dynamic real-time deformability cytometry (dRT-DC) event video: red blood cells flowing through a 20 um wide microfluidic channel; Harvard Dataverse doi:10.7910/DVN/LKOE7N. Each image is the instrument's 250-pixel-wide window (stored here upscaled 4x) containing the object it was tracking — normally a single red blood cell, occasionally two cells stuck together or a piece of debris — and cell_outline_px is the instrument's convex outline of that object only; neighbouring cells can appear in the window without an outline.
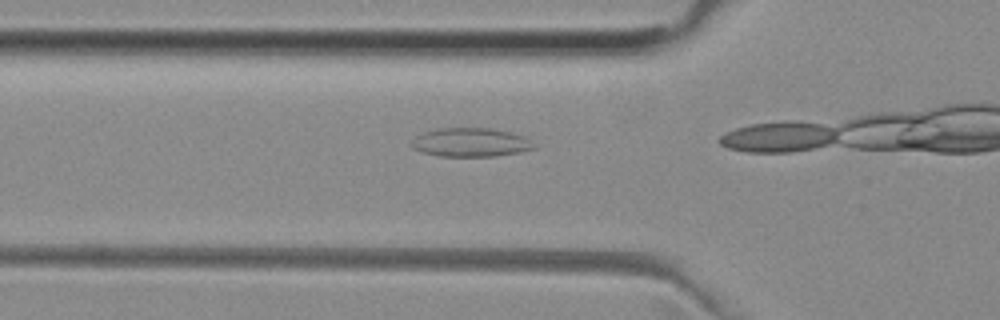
{"species": "common noctule bat (a hibernating species)", "species_latin": "Nyctalus noctula", "temperature_condition": "room temperature", "stored_images_in_passage": 10, "camera_frame_rate_fps": 3000, "um_per_image_px": 0.085, "animal": {"sex": "female", "body_mass_g": 29.2, "forearm_length_mm": 56.3}, "frame": {"image": 1, "passage_image": 9, "time_ms": 2.667, "image_size_px": [1000, 320], "cell_outline_px": [[536, 148], [520, 152], [496, 156], [440, 156], [424, 152], [412, 148], [408, 144], [416, 136], [424, 132], [440, 128], [488, 128], [508, 132], [524, 136]], "centroid_in_image_um": [39.96, 12.1], "position_along_channel_um": 85.8, "area_um2": 20.35}}